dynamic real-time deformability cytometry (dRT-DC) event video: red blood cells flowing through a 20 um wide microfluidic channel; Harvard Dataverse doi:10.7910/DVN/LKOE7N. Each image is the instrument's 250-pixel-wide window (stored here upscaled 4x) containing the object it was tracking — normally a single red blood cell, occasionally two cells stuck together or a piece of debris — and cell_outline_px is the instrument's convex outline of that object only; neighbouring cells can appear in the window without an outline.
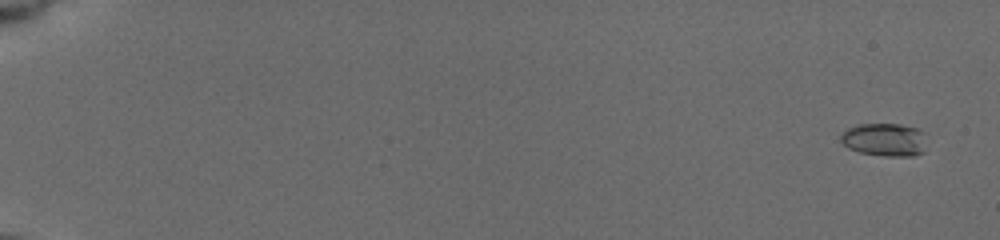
{"species": "common noctule bat (a hibernating species)", "species_latin": "Nyctalus noctula", "temperature_condition": "cold", "stored_images_in_passage": 59, "camera_frame_rate_fps": 3000, "um_per_image_px": 0.085, "animal": {"sex": "female", "body_mass_g": 19.5, "forearm_length_mm": 54.1}, "frame": {"image": 1, "passage_image": 4, "time_ms": 1.0, "image_size_px": [1000, 240], "cell_outline_px": [[924, 152], [912, 156], [884, 156], [860, 152], [848, 148], [840, 140], [840, 136], [848, 128], [860, 124], [900, 124], [916, 128], [924, 132]], "centroid_in_image_um": [75.19, 11.87], "position_along_channel_um": 9.8, "area_um2": 16.47}}
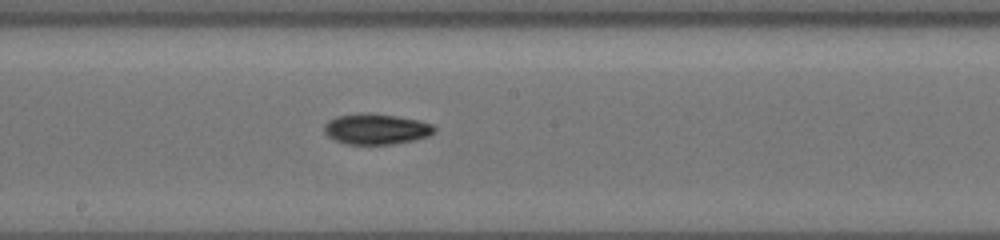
{"frame": {"image": 2, "passage_image": 36, "time_ms": 11.667, "image_size_px": [1000, 240], "cell_outline_px": [[436, 132], [428, 136], [416, 140], [392, 144], [348, 144], [336, 140], [328, 136], [324, 132], [324, 124], [328, 120], [336, 116], [396, 116], [420, 120], [432, 124], [436, 128]], "centroid_in_image_um": [32.04, 11.02], "position_along_channel_um": 216.2, "area_um2": 18.96}}
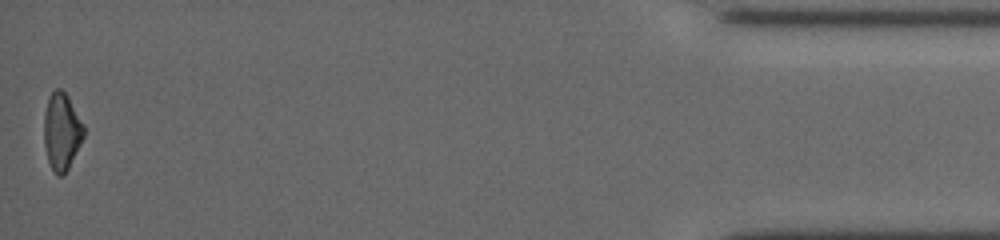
{"frame": {"image": 3, "passage_image": 59, "time_ms": 19.333, "image_size_px": [1000, 240], "cell_outline_px": [[84, 136], [68, 168], [60, 176], [56, 176], [48, 160], [44, 144], [44, 112], [48, 96], [56, 88], [60, 88], [68, 96], [84, 124]], "centroid_in_image_um": [5.23, 11.14], "position_along_channel_um": 430.0, "area_um2": 17.8}, "authors_computed_cell_mechanics": {"area_um2": 17.6868, "velocity_mm_per_s": 3.7743, "shape_relaxation_time_tau1_ms": 7.9875, "shape_relaxation_time_tau2_ms": 9.1107, "deformation_change_tau1": 0.1714, "deformation_change_tau2": 0.1532}}